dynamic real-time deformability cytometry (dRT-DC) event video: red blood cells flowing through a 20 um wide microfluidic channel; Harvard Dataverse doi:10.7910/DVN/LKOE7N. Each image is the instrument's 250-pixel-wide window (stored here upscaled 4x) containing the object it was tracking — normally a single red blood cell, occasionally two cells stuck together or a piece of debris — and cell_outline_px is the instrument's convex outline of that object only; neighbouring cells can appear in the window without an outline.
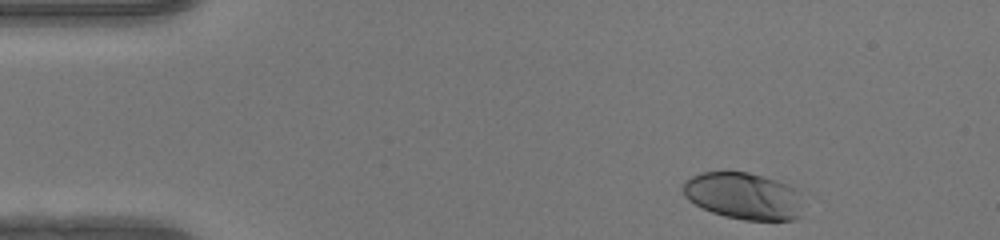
{"species": "human", "species_latin": "Homo sapiens", "temperature_condition": "warm", "stored_images_in_passage": 39, "camera_frame_rate_fps": 3000, "um_per_image_px": 0.085, "donor": {"sex": "female"}, "frame": {"image": 1, "passage_image": 2, "time_ms": 0.333, "image_size_px": [1000, 240], "cell_outline_px": [[804, 216], [792, 220], [744, 220], [724, 216], [712, 212], [688, 200], [684, 196], [684, 180], [700, 172], [748, 172], [776, 180], [788, 184], [796, 188]], "centroid_in_image_um": [63.22, 16.66], "position_along_channel_um": 21.8, "area_um2": 32.89}}
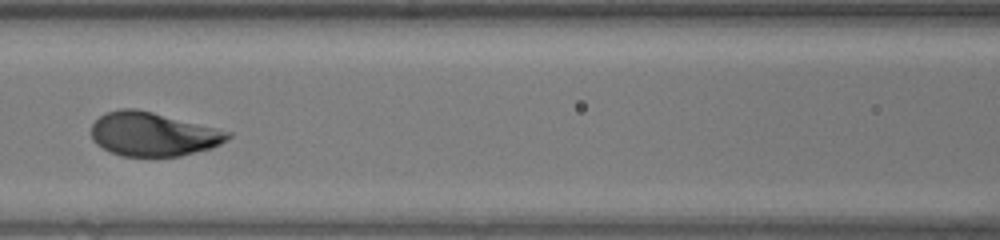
{"frame": {"image": 2, "passage_image": 18, "time_ms": 5.667, "image_size_px": [1000, 240], "cell_outline_px": [[232, 136], [220, 144], [212, 148], [180, 156], [120, 156], [96, 144], [92, 140], [92, 124], [104, 112], [120, 108], [136, 108], [232, 132]], "centroid_in_image_um": [13.0, 11.4], "position_along_channel_um": 153.6, "area_um2": 34.8}}
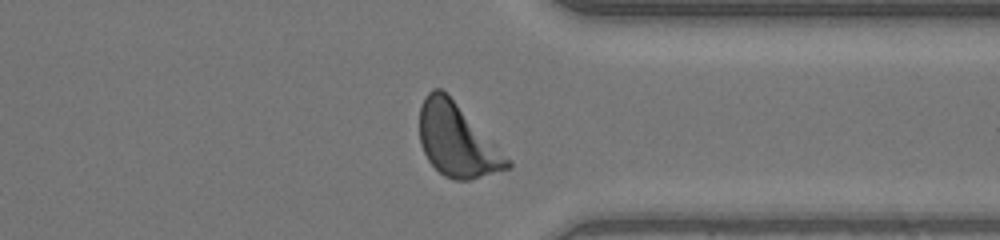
{"frame": {"image": 3, "passage_image": 34, "time_ms": 11.0, "image_size_px": [1000, 240], "cell_outline_px": [[512, 168], [468, 180], [456, 180], [444, 176], [428, 160], [420, 144], [420, 104], [424, 96], [432, 88], [440, 88], [456, 104], [512, 164]], "centroid_in_image_um": [38.77, 11.95], "position_along_channel_um": 372.6, "area_um2": 35.95}, "authors_computed_cell_mechanics": {"area_um2": 34.9112, "velocity_mm_per_s": 4.1536, "shape_relaxation_time_tau1_ms": 1.598, "shape_relaxation_time_tau2_ms": null, "deformation_change_tau1": 0.1308, "deformation_change_tau2": null}}